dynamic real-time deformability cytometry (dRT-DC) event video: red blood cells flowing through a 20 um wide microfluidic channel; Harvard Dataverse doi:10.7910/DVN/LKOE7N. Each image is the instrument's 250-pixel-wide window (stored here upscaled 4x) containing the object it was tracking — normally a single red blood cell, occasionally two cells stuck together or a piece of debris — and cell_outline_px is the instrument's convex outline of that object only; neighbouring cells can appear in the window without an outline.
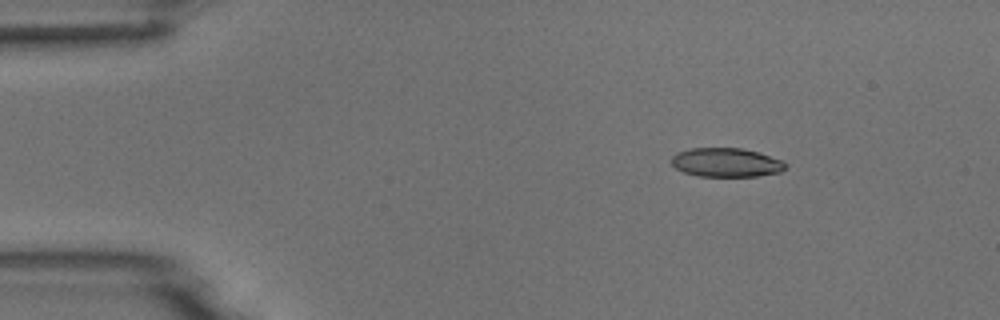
{"species": "common noctule bat (a hibernating species)", "species_latin": "Nyctalus noctula", "temperature_condition": "room temperature", "stored_images_in_passage": 3, "camera_frame_rate_fps": 3000, "um_per_image_px": 0.085, "animal": {"sex": "male", "body_mass_g": 18.8}, "frame": {"image": 1, "passage_image": 1, "time_ms": 0.0, "image_size_px": [1000, 320], "cell_outline_px": [[788, 164], [780, 172], [756, 176], [696, 176], [684, 172], [676, 168], [672, 164], [672, 156], [676, 152], [688, 148], [744, 148], [780, 160]], "centroid_in_image_um": [61.68, 13.81], "position_along_channel_um": 23.3, "area_um2": 19.13}}